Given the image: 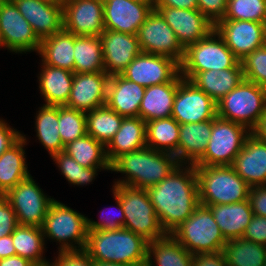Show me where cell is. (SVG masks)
Segmentation results:
<instances>
[{"label":"cell","mask_w":266,"mask_h":266,"mask_svg":"<svg viewBox=\"0 0 266 266\" xmlns=\"http://www.w3.org/2000/svg\"><path fill=\"white\" fill-rule=\"evenodd\" d=\"M41 228L44 238L59 243L58 251L84 250L86 247L87 217L57 200L50 204Z\"/></svg>","instance_id":"obj_8"},{"label":"cell","mask_w":266,"mask_h":266,"mask_svg":"<svg viewBox=\"0 0 266 266\" xmlns=\"http://www.w3.org/2000/svg\"><path fill=\"white\" fill-rule=\"evenodd\" d=\"M251 133L243 125L216 116L205 153L194 166L232 165Z\"/></svg>","instance_id":"obj_10"},{"label":"cell","mask_w":266,"mask_h":266,"mask_svg":"<svg viewBox=\"0 0 266 266\" xmlns=\"http://www.w3.org/2000/svg\"><path fill=\"white\" fill-rule=\"evenodd\" d=\"M264 46L266 47V21L264 23Z\"/></svg>","instance_id":"obj_60"},{"label":"cell","mask_w":266,"mask_h":266,"mask_svg":"<svg viewBox=\"0 0 266 266\" xmlns=\"http://www.w3.org/2000/svg\"><path fill=\"white\" fill-rule=\"evenodd\" d=\"M154 7L197 9V0H153Z\"/></svg>","instance_id":"obj_53"},{"label":"cell","mask_w":266,"mask_h":266,"mask_svg":"<svg viewBox=\"0 0 266 266\" xmlns=\"http://www.w3.org/2000/svg\"><path fill=\"white\" fill-rule=\"evenodd\" d=\"M192 260L193 255L171 234L148 242L146 266H191Z\"/></svg>","instance_id":"obj_33"},{"label":"cell","mask_w":266,"mask_h":266,"mask_svg":"<svg viewBox=\"0 0 266 266\" xmlns=\"http://www.w3.org/2000/svg\"><path fill=\"white\" fill-rule=\"evenodd\" d=\"M228 0H197L198 10L214 25L226 14Z\"/></svg>","instance_id":"obj_48"},{"label":"cell","mask_w":266,"mask_h":266,"mask_svg":"<svg viewBox=\"0 0 266 266\" xmlns=\"http://www.w3.org/2000/svg\"><path fill=\"white\" fill-rule=\"evenodd\" d=\"M100 38L104 70L109 76L121 74L141 52L137 35L104 30Z\"/></svg>","instance_id":"obj_21"},{"label":"cell","mask_w":266,"mask_h":266,"mask_svg":"<svg viewBox=\"0 0 266 266\" xmlns=\"http://www.w3.org/2000/svg\"><path fill=\"white\" fill-rule=\"evenodd\" d=\"M112 193L121 201L125 214L123 228L142 236L148 242L166 235L159 223L147 189L113 184Z\"/></svg>","instance_id":"obj_6"},{"label":"cell","mask_w":266,"mask_h":266,"mask_svg":"<svg viewBox=\"0 0 266 266\" xmlns=\"http://www.w3.org/2000/svg\"><path fill=\"white\" fill-rule=\"evenodd\" d=\"M16 255L12 234L0 238V259Z\"/></svg>","instance_id":"obj_54"},{"label":"cell","mask_w":266,"mask_h":266,"mask_svg":"<svg viewBox=\"0 0 266 266\" xmlns=\"http://www.w3.org/2000/svg\"><path fill=\"white\" fill-rule=\"evenodd\" d=\"M109 78L105 72L74 73L65 106L87 113L105 105Z\"/></svg>","instance_id":"obj_20"},{"label":"cell","mask_w":266,"mask_h":266,"mask_svg":"<svg viewBox=\"0 0 266 266\" xmlns=\"http://www.w3.org/2000/svg\"><path fill=\"white\" fill-rule=\"evenodd\" d=\"M217 117L253 132L266 110V87L243 80L216 103Z\"/></svg>","instance_id":"obj_5"},{"label":"cell","mask_w":266,"mask_h":266,"mask_svg":"<svg viewBox=\"0 0 266 266\" xmlns=\"http://www.w3.org/2000/svg\"><path fill=\"white\" fill-rule=\"evenodd\" d=\"M242 238L266 246V217L254 215Z\"/></svg>","instance_id":"obj_49"},{"label":"cell","mask_w":266,"mask_h":266,"mask_svg":"<svg viewBox=\"0 0 266 266\" xmlns=\"http://www.w3.org/2000/svg\"><path fill=\"white\" fill-rule=\"evenodd\" d=\"M59 134L64 145L87 134L86 113L58 106Z\"/></svg>","instance_id":"obj_42"},{"label":"cell","mask_w":266,"mask_h":266,"mask_svg":"<svg viewBox=\"0 0 266 266\" xmlns=\"http://www.w3.org/2000/svg\"><path fill=\"white\" fill-rule=\"evenodd\" d=\"M231 166L250 187L266 185V143L251 133Z\"/></svg>","instance_id":"obj_23"},{"label":"cell","mask_w":266,"mask_h":266,"mask_svg":"<svg viewBox=\"0 0 266 266\" xmlns=\"http://www.w3.org/2000/svg\"><path fill=\"white\" fill-rule=\"evenodd\" d=\"M199 204H231L248 200L250 186L231 165L195 166Z\"/></svg>","instance_id":"obj_4"},{"label":"cell","mask_w":266,"mask_h":266,"mask_svg":"<svg viewBox=\"0 0 266 266\" xmlns=\"http://www.w3.org/2000/svg\"><path fill=\"white\" fill-rule=\"evenodd\" d=\"M242 68L197 72L189 81L216 103L244 80Z\"/></svg>","instance_id":"obj_31"},{"label":"cell","mask_w":266,"mask_h":266,"mask_svg":"<svg viewBox=\"0 0 266 266\" xmlns=\"http://www.w3.org/2000/svg\"><path fill=\"white\" fill-rule=\"evenodd\" d=\"M262 142L266 143V110L256 129L252 132Z\"/></svg>","instance_id":"obj_56"},{"label":"cell","mask_w":266,"mask_h":266,"mask_svg":"<svg viewBox=\"0 0 266 266\" xmlns=\"http://www.w3.org/2000/svg\"><path fill=\"white\" fill-rule=\"evenodd\" d=\"M147 191L162 229L166 234H171L199 205L195 166L179 164L165 179Z\"/></svg>","instance_id":"obj_1"},{"label":"cell","mask_w":266,"mask_h":266,"mask_svg":"<svg viewBox=\"0 0 266 266\" xmlns=\"http://www.w3.org/2000/svg\"><path fill=\"white\" fill-rule=\"evenodd\" d=\"M38 74L40 94L48 106H64L70 96L74 72L41 63Z\"/></svg>","instance_id":"obj_29"},{"label":"cell","mask_w":266,"mask_h":266,"mask_svg":"<svg viewBox=\"0 0 266 266\" xmlns=\"http://www.w3.org/2000/svg\"><path fill=\"white\" fill-rule=\"evenodd\" d=\"M63 152L85 168H111L106 147L88 134L66 144Z\"/></svg>","instance_id":"obj_35"},{"label":"cell","mask_w":266,"mask_h":266,"mask_svg":"<svg viewBox=\"0 0 266 266\" xmlns=\"http://www.w3.org/2000/svg\"><path fill=\"white\" fill-rule=\"evenodd\" d=\"M113 198L115 200V203L117 204V208L119 209L117 212L118 214L114 215H108V217L105 218V215L103 214L101 216L100 222L94 221L89 218H87V229L88 231H95V230H118L120 228L124 227L125 224V214L123 212V208L121 205L120 199L113 193ZM114 216V217H113Z\"/></svg>","instance_id":"obj_45"},{"label":"cell","mask_w":266,"mask_h":266,"mask_svg":"<svg viewBox=\"0 0 266 266\" xmlns=\"http://www.w3.org/2000/svg\"><path fill=\"white\" fill-rule=\"evenodd\" d=\"M180 73V64L174 59L140 52L121 75L143 87L171 82Z\"/></svg>","instance_id":"obj_15"},{"label":"cell","mask_w":266,"mask_h":266,"mask_svg":"<svg viewBox=\"0 0 266 266\" xmlns=\"http://www.w3.org/2000/svg\"><path fill=\"white\" fill-rule=\"evenodd\" d=\"M41 41L63 29V6L42 0H12Z\"/></svg>","instance_id":"obj_22"},{"label":"cell","mask_w":266,"mask_h":266,"mask_svg":"<svg viewBox=\"0 0 266 266\" xmlns=\"http://www.w3.org/2000/svg\"><path fill=\"white\" fill-rule=\"evenodd\" d=\"M178 165L174 154L145 147L118 157L111 164V172L125 174L124 179H118L114 184L148 189L160 183Z\"/></svg>","instance_id":"obj_2"},{"label":"cell","mask_w":266,"mask_h":266,"mask_svg":"<svg viewBox=\"0 0 266 266\" xmlns=\"http://www.w3.org/2000/svg\"><path fill=\"white\" fill-rule=\"evenodd\" d=\"M35 266H51L50 263L47 264H40V265H35Z\"/></svg>","instance_id":"obj_61"},{"label":"cell","mask_w":266,"mask_h":266,"mask_svg":"<svg viewBox=\"0 0 266 266\" xmlns=\"http://www.w3.org/2000/svg\"><path fill=\"white\" fill-rule=\"evenodd\" d=\"M223 19L265 23L266 0H228Z\"/></svg>","instance_id":"obj_43"},{"label":"cell","mask_w":266,"mask_h":266,"mask_svg":"<svg viewBox=\"0 0 266 266\" xmlns=\"http://www.w3.org/2000/svg\"><path fill=\"white\" fill-rule=\"evenodd\" d=\"M45 2H49L58 6H63L67 0H42Z\"/></svg>","instance_id":"obj_58"},{"label":"cell","mask_w":266,"mask_h":266,"mask_svg":"<svg viewBox=\"0 0 266 266\" xmlns=\"http://www.w3.org/2000/svg\"><path fill=\"white\" fill-rule=\"evenodd\" d=\"M105 72L100 36H76L74 73Z\"/></svg>","instance_id":"obj_36"},{"label":"cell","mask_w":266,"mask_h":266,"mask_svg":"<svg viewBox=\"0 0 266 266\" xmlns=\"http://www.w3.org/2000/svg\"><path fill=\"white\" fill-rule=\"evenodd\" d=\"M63 29L76 36H100L105 30L103 0H67Z\"/></svg>","instance_id":"obj_18"},{"label":"cell","mask_w":266,"mask_h":266,"mask_svg":"<svg viewBox=\"0 0 266 266\" xmlns=\"http://www.w3.org/2000/svg\"><path fill=\"white\" fill-rule=\"evenodd\" d=\"M207 207L226 241L241 238L254 216L248 200Z\"/></svg>","instance_id":"obj_28"},{"label":"cell","mask_w":266,"mask_h":266,"mask_svg":"<svg viewBox=\"0 0 266 266\" xmlns=\"http://www.w3.org/2000/svg\"><path fill=\"white\" fill-rule=\"evenodd\" d=\"M180 124L173 118L154 119L146 122L148 148L175 154L178 151Z\"/></svg>","instance_id":"obj_37"},{"label":"cell","mask_w":266,"mask_h":266,"mask_svg":"<svg viewBox=\"0 0 266 266\" xmlns=\"http://www.w3.org/2000/svg\"><path fill=\"white\" fill-rule=\"evenodd\" d=\"M18 225L9 200L4 195H0V238L12 234Z\"/></svg>","instance_id":"obj_47"},{"label":"cell","mask_w":266,"mask_h":266,"mask_svg":"<svg viewBox=\"0 0 266 266\" xmlns=\"http://www.w3.org/2000/svg\"><path fill=\"white\" fill-rule=\"evenodd\" d=\"M1 47H4L5 48V43L3 41V37H2V34H1V30H0V48Z\"/></svg>","instance_id":"obj_59"},{"label":"cell","mask_w":266,"mask_h":266,"mask_svg":"<svg viewBox=\"0 0 266 266\" xmlns=\"http://www.w3.org/2000/svg\"><path fill=\"white\" fill-rule=\"evenodd\" d=\"M146 145V122L139 116L124 117L121 127L106 146L110 164L125 153L138 151Z\"/></svg>","instance_id":"obj_27"},{"label":"cell","mask_w":266,"mask_h":266,"mask_svg":"<svg viewBox=\"0 0 266 266\" xmlns=\"http://www.w3.org/2000/svg\"><path fill=\"white\" fill-rule=\"evenodd\" d=\"M212 132V120L180 124L178 151L174 154L179 164L195 165L204 155Z\"/></svg>","instance_id":"obj_25"},{"label":"cell","mask_w":266,"mask_h":266,"mask_svg":"<svg viewBox=\"0 0 266 266\" xmlns=\"http://www.w3.org/2000/svg\"><path fill=\"white\" fill-rule=\"evenodd\" d=\"M145 87L124 78L112 75L107 87L106 105L123 117L139 116Z\"/></svg>","instance_id":"obj_24"},{"label":"cell","mask_w":266,"mask_h":266,"mask_svg":"<svg viewBox=\"0 0 266 266\" xmlns=\"http://www.w3.org/2000/svg\"><path fill=\"white\" fill-rule=\"evenodd\" d=\"M148 241L126 228L88 231L85 251L93 261L146 266Z\"/></svg>","instance_id":"obj_3"},{"label":"cell","mask_w":266,"mask_h":266,"mask_svg":"<svg viewBox=\"0 0 266 266\" xmlns=\"http://www.w3.org/2000/svg\"><path fill=\"white\" fill-rule=\"evenodd\" d=\"M0 30L8 51L38 53L41 41L12 0H0Z\"/></svg>","instance_id":"obj_13"},{"label":"cell","mask_w":266,"mask_h":266,"mask_svg":"<svg viewBox=\"0 0 266 266\" xmlns=\"http://www.w3.org/2000/svg\"><path fill=\"white\" fill-rule=\"evenodd\" d=\"M52 158L66 180L76 186L90 184L98 175L99 170L111 171V168H85L63 151L54 154Z\"/></svg>","instance_id":"obj_41"},{"label":"cell","mask_w":266,"mask_h":266,"mask_svg":"<svg viewBox=\"0 0 266 266\" xmlns=\"http://www.w3.org/2000/svg\"><path fill=\"white\" fill-rule=\"evenodd\" d=\"M171 235L192 255L221 252L227 242L211 210L202 204Z\"/></svg>","instance_id":"obj_9"},{"label":"cell","mask_w":266,"mask_h":266,"mask_svg":"<svg viewBox=\"0 0 266 266\" xmlns=\"http://www.w3.org/2000/svg\"><path fill=\"white\" fill-rule=\"evenodd\" d=\"M153 9V0H103L105 30L137 35Z\"/></svg>","instance_id":"obj_16"},{"label":"cell","mask_w":266,"mask_h":266,"mask_svg":"<svg viewBox=\"0 0 266 266\" xmlns=\"http://www.w3.org/2000/svg\"><path fill=\"white\" fill-rule=\"evenodd\" d=\"M182 79L179 73L171 82L146 87L139 117L145 122L171 117L177 87Z\"/></svg>","instance_id":"obj_26"},{"label":"cell","mask_w":266,"mask_h":266,"mask_svg":"<svg viewBox=\"0 0 266 266\" xmlns=\"http://www.w3.org/2000/svg\"><path fill=\"white\" fill-rule=\"evenodd\" d=\"M248 201L254 215L266 217V185L250 187Z\"/></svg>","instance_id":"obj_50"},{"label":"cell","mask_w":266,"mask_h":266,"mask_svg":"<svg viewBox=\"0 0 266 266\" xmlns=\"http://www.w3.org/2000/svg\"><path fill=\"white\" fill-rule=\"evenodd\" d=\"M21 136V132L12 128L3 119H0V155L13 145Z\"/></svg>","instance_id":"obj_51"},{"label":"cell","mask_w":266,"mask_h":266,"mask_svg":"<svg viewBox=\"0 0 266 266\" xmlns=\"http://www.w3.org/2000/svg\"><path fill=\"white\" fill-rule=\"evenodd\" d=\"M245 80L266 87V47L255 49L241 61Z\"/></svg>","instance_id":"obj_44"},{"label":"cell","mask_w":266,"mask_h":266,"mask_svg":"<svg viewBox=\"0 0 266 266\" xmlns=\"http://www.w3.org/2000/svg\"><path fill=\"white\" fill-rule=\"evenodd\" d=\"M27 138L22 136L0 155V195H5L31 174L28 170L24 146Z\"/></svg>","instance_id":"obj_30"},{"label":"cell","mask_w":266,"mask_h":266,"mask_svg":"<svg viewBox=\"0 0 266 266\" xmlns=\"http://www.w3.org/2000/svg\"><path fill=\"white\" fill-rule=\"evenodd\" d=\"M51 266H93V259L85 250L59 251Z\"/></svg>","instance_id":"obj_46"},{"label":"cell","mask_w":266,"mask_h":266,"mask_svg":"<svg viewBox=\"0 0 266 266\" xmlns=\"http://www.w3.org/2000/svg\"><path fill=\"white\" fill-rule=\"evenodd\" d=\"M191 266H227L223 252L193 255Z\"/></svg>","instance_id":"obj_52"},{"label":"cell","mask_w":266,"mask_h":266,"mask_svg":"<svg viewBox=\"0 0 266 266\" xmlns=\"http://www.w3.org/2000/svg\"><path fill=\"white\" fill-rule=\"evenodd\" d=\"M137 38L141 52L167 56L179 64L183 61L185 49L179 43L174 30L155 9L139 27Z\"/></svg>","instance_id":"obj_12"},{"label":"cell","mask_w":266,"mask_h":266,"mask_svg":"<svg viewBox=\"0 0 266 266\" xmlns=\"http://www.w3.org/2000/svg\"><path fill=\"white\" fill-rule=\"evenodd\" d=\"M215 30L239 61L264 46V23L222 19Z\"/></svg>","instance_id":"obj_19"},{"label":"cell","mask_w":266,"mask_h":266,"mask_svg":"<svg viewBox=\"0 0 266 266\" xmlns=\"http://www.w3.org/2000/svg\"><path fill=\"white\" fill-rule=\"evenodd\" d=\"M37 140L48 151L50 157L64 150V144L59 134L58 106L43 105L35 117Z\"/></svg>","instance_id":"obj_38"},{"label":"cell","mask_w":266,"mask_h":266,"mask_svg":"<svg viewBox=\"0 0 266 266\" xmlns=\"http://www.w3.org/2000/svg\"><path fill=\"white\" fill-rule=\"evenodd\" d=\"M154 9L174 30L184 49L207 37L215 29V25L198 9L173 7H154Z\"/></svg>","instance_id":"obj_17"},{"label":"cell","mask_w":266,"mask_h":266,"mask_svg":"<svg viewBox=\"0 0 266 266\" xmlns=\"http://www.w3.org/2000/svg\"><path fill=\"white\" fill-rule=\"evenodd\" d=\"M228 68H242V65L214 29L207 37L185 49L180 74L184 79L190 80L197 72Z\"/></svg>","instance_id":"obj_7"},{"label":"cell","mask_w":266,"mask_h":266,"mask_svg":"<svg viewBox=\"0 0 266 266\" xmlns=\"http://www.w3.org/2000/svg\"><path fill=\"white\" fill-rule=\"evenodd\" d=\"M227 266H264L266 246L244 238L228 240L222 250Z\"/></svg>","instance_id":"obj_39"},{"label":"cell","mask_w":266,"mask_h":266,"mask_svg":"<svg viewBox=\"0 0 266 266\" xmlns=\"http://www.w3.org/2000/svg\"><path fill=\"white\" fill-rule=\"evenodd\" d=\"M0 266H35V264L28 259L14 255L0 259Z\"/></svg>","instance_id":"obj_55"},{"label":"cell","mask_w":266,"mask_h":266,"mask_svg":"<svg viewBox=\"0 0 266 266\" xmlns=\"http://www.w3.org/2000/svg\"><path fill=\"white\" fill-rule=\"evenodd\" d=\"M93 266H135V265L94 261Z\"/></svg>","instance_id":"obj_57"},{"label":"cell","mask_w":266,"mask_h":266,"mask_svg":"<svg viewBox=\"0 0 266 266\" xmlns=\"http://www.w3.org/2000/svg\"><path fill=\"white\" fill-rule=\"evenodd\" d=\"M216 116V102L183 78L177 87L171 117L179 124H187L213 120Z\"/></svg>","instance_id":"obj_14"},{"label":"cell","mask_w":266,"mask_h":266,"mask_svg":"<svg viewBox=\"0 0 266 266\" xmlns=\"http://www.w3.org/2000/svg\"><path fill=\"white\" fill-rule=\"evenodd\" d=\"M14 210L19 225L42 227L54 198L45 195L30 175L4 195Z\"/></svg>","instance_id":"obj_11"},{"label":"cell","mask_w":266,"mask_h":266,"mask_svg":"<svg viewBox=\"0 0 266 266\" xmlns=\"http://www.w3.org/2000/svg\"><path fill=\"white\" fill-rule=\"evenodd\" d=\"M45 240L42 228L36 226L18 225L12 233L16 255L35 265L50 263L46 257L43 258Z\"/></svg>","instance_id":"obj_34"},{"label":"cell","mask_w":266,"mask_h":266,"mask_svg":"<svg viewBox=\"0 0 266 266\" xmlns=\"http://www.w3.org/2000/svg\"><path fill=\"white\" fill-rule=\"evenodd\" d=\"M75 34L64 29L40 42L38 55L46 65L74 72Z\"/></svg>","instance_id":"obj_32"},{"label":"cell","mask_w":266,"mask_h":266,"mask_svg":"<svg viewBox=\"0 0 266 266\" xmlns=\"http://www.w3.org/2000/svg\"><path fill=\"white\" fill-rule=\"evenodd\" d=\"M123 116L106 104L86 113L87 134L105 147L121 127Z\"/></svg>","instance_id":"obj_40"}]
</instances>
